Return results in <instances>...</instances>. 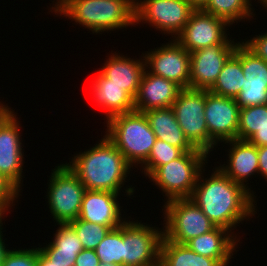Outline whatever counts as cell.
Returning <instances> with one entry per match:
<instances>
[{"label":"cell","mask_w":267,"mask_h":266,"mask_svg":"<svg viewBox=\"0 0 267 266\" xmlns=\"http://www.w3.org/2000/svg\"><path fill=\"white\" fill-rule=\"evenodd\" d=\"M214 170L210 178H204L203 171H200L190 199L216 227L227 229L234 235L232 230L237 224H242L244 219L247 221L257 213L256 199L218 167Z\"/></svg>","instance_id":"obj_1"},{"label":"cell","mask_w":267,"mask_h":266,"mask_svg":"<svg viewBox=\"0 0 267 266\" xmlns=\"http://www.w3.org/2000/svg\"><path fill=\"white\" fill-rule=\"evenodd\" d=\"M102 138L100 143L76 154L68 164L67 162L65 164L86 190L120 194L124 183L127 182L125 179L130 174L131 166L105 135Z\"/></svg>","instance_id":"obj_2"},{"label":"cell","mask_w":267,"mask_h":266,"mask_svg":"<svg viewBox=\"0 0 267 266\" xmlns=\"http://www.w3.org/2000/svg\"><path fill=\"white\" fill-rule=\"evenodd\" d=\"M51 11L102 34L135 25V0H56Z\"/></svg>","instance_id":"obj_3"},{"label":"cell","mask_w":267,"mask_h":266,"mask_svg":"<svg viewBox=\"0 0 267 266\" xmlns=\"http://www.w3.org/2000/svg\"><path fill=\"white\" fill-rule=\"evenodd\" d=\"M106 124L105 136L118 148L132 169L138 164L143 166L157 139L144 113L132 111L118 114L108 119Z\"/></svg>","instance_id":"obj_4"},{"label":"cell","mask_w":267,"mask_h":266,"mask_svg":"<svg viewBox=\"0 0 267 266\" xmlns=\"http://www.w3.org/2000/svg\"><path fill=\"white\" fill-rule=\"evenodd\" d=\"M207 157L205 151L183 152L173 161L157 167L148 178L161 188L166 196V202L190 198L200 171H204L205 163H208Z\"/></svg>","instance_id":"obj_5"},{"label":"cell","mask_w":267,"mask_h":266,"mask_svg":"<svg viewBox=\"0 0 267 266\" xmlns=\"http://www.w3.org/2000/svg\"><path fill=\"white\" fill-rule=\"evenodd\" d=\"M47 189L50 213L56 223H69L78 218L85 186L66 164L55 166Z\"/></svg>","instance_id":"obj_6"},{"label":"cell","mask_w":267,"mask_h":266,"mask_svg":"<svg viewBox=\"0 0 267 266\" xmlns=\"http://www.w3.org/2000/svg\"><path fill=\"white\" fill-rule=\"evenodd\" d=\"M163 207L164 238L172 242L185 244L216 227L190 198L170 200Z\"/></svg>","instance_id":"obj_7"},{"label":"cell","mask_w":267,"mask_h":266,"mask_svg":"<svg viewBox=\"0 0 267 266\" xmlns=\"http://www.w3.org/2000/svg\"><path fill=\"white\" fill-rule=\"evenodd\" d=\"M176 120L185 137L208 155L217 146L209 137L205 111V89L183 88L172 104Z\"/></svg>","instance_id":"obj_8"},{"label":"cell","mask_w":267,"mask_h":266,"mask_svg":"<svg viewBox=\"0 0 267 266\" xmlns=\"http://www.w3.org/2000/svg\"><path fill=\"white\" fill-rule=\"evenodd\" d=\"M136 221L126 220L123 223L122 265L156 266L160 263V248L164 237L163 227L159 230Z\"/></svg>","instance_id":"obj_9"},{"label":"cell","mask_w":267,"mask_h":266,"mask_svg":"<svg viewBox=\"0 0 267 266\" xmlns=\"http://www.w3.org/2000/svg\"><path fill=\"white\" fill-rule=\"evenodd\" d=\"M134 10L135 25L148 23L174 39L183 30L195 8L188 0H135Z\"/></svg>","instance_id":"obj_10"},{"label":"cell","mask_w":267,"mask_h":266,"mask_svg":"<svg viewBox=\"0 0 267 266\" xmlns=\"http://www.w3.org/2000/svg\"><path fill=\"white\" fill-rule=\"evenodd\" d=\"M227 26L230 27V24L226 20L203 9H195L174 39L190 53L220 43H235L226 33Z\"/></svg>","instance_id":"obj_11"},{"label":"cell","mask_w":267,"mask_h":266,"mask_svg":"<svg viewBox=\"0 0 267 266\" xmlns=\"http://www.w3.org/2000/svg\"><path fill=\"white\" fill-rule=\"evenodd\" d=\"M146 69L154 75L190 88V52L175 39L143 54Z\"/></svg>","instance_id":"obj_12"},{"label":"cell","mask_w":267,"mask_h":266,"mask_svg":"<svg viewBox=\"0 0 267 266\" xmlns=\"http://www.w3.org/2000/svg\"><path fill=\"white\" fill-rule=\"evenodd\" d=\"M240 107L233 98L215 95L205 89L204 118L210 139L226 142L237 139Z\"/></svg>","instance_id":"obj_13"},{"label":"cell","mask_w":267,"mask_h":266,"mask_svg":"<svg viewBox=\"0 0 267 266\" xmlns=\"http://www.w3.org/2000/svg\"><path fill=\"white\" fill-rule=\"evenodd\" d=\"M16 116L12 110L0 123V175L20 192L24 151Z\"/></svg>","instance_id":"obj_14"},{"label":"cell","mask_w":267,"mask_h":266,"mask_svg":"<svg viewBox=\"0 0 267 266\" xmlns=\"http://www.w3.org/2000/svg\"><path fill=\"white\" fill-rule=\"evenodd\" d=\"M239 43H220L191 52L190 88L208 90Z\"/></svg>","instance_id":"obj_15"},{"label":"cell","mask_w":267,"mask_h":266,"mask_svg":"<svg viewBox=\"0 0 267 266\" xmlns=\"http://www.w3.org/2000/svg\"><path fill=\"white\" fill-rule=\"evenodd\" d=\"M240 62L246 81L235 98L240 108L267 104V62L240 43Z\"/></svg>","instance_id":"obj_16"},{"label":"cell","mask_w":267,"mask_h":266,"mask_svg":"<svg viewBox=\"0 0 267 266\" xmlns=\"http://www.w3.org/2000/svg\"><path fill=\"white\" fill-rule=\"evenodd\" d=\"M118 196V193L111 191L86 190L78 218L112 229L118 228L126 221L121 217Z\"/></svg>","instance_id":"obj_17"},{"label":"cell","mask_w":267,"mask_h":266,"mask_svg":"<svg viewBox=\"0 0 267 266\" xmlns=\"http://www.w3.org/2000/svg\"><path fill=\"white\" fill-rule=\"evenodd\" d=\"M182 89L174 81L154 75L146 69L134 98L135 111L143 113L152 109L172 107Z\"/></svg>","instance_id":"obj_18"},{"label":"cell","mask_w":267,"mask_h":266,"mask_svg":"<svg viewBox=\"0 0 267 266\" xmlns=\"http://www.w3.org/2000/svg\"><path fill=\"white\" fill-rule=\"evenodd\" d=\"M231 144L228 149L227 165L223 164L218 168L227 175L234 182L242 185L246 188L255 198V193L245 183L249 180V177L255 173L259 175V163H258V147L243 140H230L224 144ZM248 179V180H247Z\"/></svg>","instance_id":"obj_19"},{"label":"cell","mask_w":267,"mask_h":266,"mask_svg":"<svg viewBox=\"0 0 267 266\" xmlns=\"http://www.w3.org/2000/svg\"><path fill=\"white\" fill-rule=\"evenodd\" d=\"M108 57L99 71L110 79V83L123 87L125 91L135 98L146 70L144 56H141L143 59L136 60L115 52Z\"/></svg>","instance_id":"obj_20"},{"label":"cell","mask_w":267,"mask_h":266,"mask_svg":"<svg viewBox=\"0 0 267 266\" xmlns=\"http://www.w3.org/2000/svg\"><path fill=\"white\" fill-rule=\"evenodd\" d=\"M229 230L215 227L208 233L187 241L185 245L197 254L217 260L222 266L229 265L240 238ZM237 239V240H236Z\"/></svg>","instance_id":"obj_21"},{"label":"cell","mask_w":267,"mask_h":266,"mask_svg":"<svg viewBox=\"0 0 267 266\" xmlns=\"http://www.w3.org/2000/svg\"><path fill=\"white\" fill-rule=\"evenodd\" d=\"M93 80L90 94L97 105L105 111L106 121L115 115L135 111L134 98L123 87L110 83V79L100 71Z\"/></svg>","instance_id":"obj_22"},{"label":"cell","mask_w":267,"mask_h":266,"mask_svg":"<svg viewBox=\"0 0 267 266\" xmlns=\"http://www.w3.org/2000/svg\"><path fill=\"white\" fill-rule=\"evenodd\" d=\"M157 139L179 147L183 152L203 151L195 148L185 137L172 107L143 112Z\"/></svg>","instance_id":"obj_23"},{"label":"cell","mask_w":267,"mask_h":266,"mask_svg":"<svg viewBox=\"0 0 267 266\" xmlns=\"http://www.w3.org/2000/svg\"><path fill=\"white\" fill-rule=\"evenodd\" d=\"M237 139L267 146V104L240 108Z\"/></svg>","instance_id":"obj_24"},{"label":"cell","mask_w":267,"mask_h":266,"mask_svg":"<svg viewBox=\"0 0 267 266\" xmlns=\"http://www.w3.org/2000/svg\"><path fill=\"white\" fill-rule=\"evenodd\" d=\"M246 81L240 62V43L229 57L209 92L235 99Z\"/></svg>","instance_id":"obj_25"},{"label":"cell","mask_w":267,"mask_h":266,"mask_svg":"<svg viewBox=\"0 0 267 266\" xmlns=\"http://www.w3.org/2000/svg\"><path fill=\"white\" fill-rule=\"evenodd\" d=\"M161 266H222L217 260L197 254L185 244L163 237L160 248Z\"/></svg>","instance_id":"obj_26"},{"label":"cell","mask_w":267,"mask_h":266,"mask_svg":"<svg viewBox=\"0 0 267 266\" xmlns=\"http://www.w3.org/2000/svg\"><path fill=\"white\" fill-rule=\"evenodd\" d=\"M251 0H209L203 10L211 15L226 20L230 25L254 19Z\"/></svg>","instance_id":"obj_27"},{"label":"cell","mask_w":267,"mask_h":266,"mask_svg":"<svg viewBox=\"0 0 267 266\" xmlns=\"http://www.w3.org/2000/svg\"><path fill=\"white\" fill-rule=\"evenodd\" d=\"M100 263H116L122 265L123 256V224L110 230L95 249Z\"/></svg>","instance_id":"obj_28"},{"label":"cell","mask_w":267,"mask_h":266,"mask_svg":"<svg viewBox=\"0 0 267 266\" xmlns=\"http://www.w3.org/2000/svg\"><path fill=\"white\" fill-rule=\"evenodd\" d=\"M69 223L73 226L83 248L90 250H95L98 244L105 238L107 233L112 230L111 227L87 222L80 218L72 220Z\"/></svg>","instance_id":"obj_29"},{"label":"cell","mask_w":267,"mask_h":266,"mask_svg":"<svg viewBox=\"0 0 267 266\" xmlns=\"http://www.w3.org/2000/svg\"><path fill=\"white\" fill-rule=\"evenodd\" d=\"M182 153L183 151L179 147L170 145L163 140L156 139L148 159L143 164L144 166H141L142 172L144 170V176H149L157 167L173 161Z\"/></svg>","instance_id":"obj_30"},{"label":"cell","mask_w":267,"mask_h":266,"mask_svg":"<svg viewBox=\"0 0 267 266\" xmlns=\"http://www.w3.org/2000/svg\"><path fill=\"white\" fill-rule=\"evenodd\" d=\"M57 225L59 228L50 244L58 251L81 252L84 248L73 226L70 223H57Z\"/></svg>","instance_id":"obj_31"},{"label":"cell","mask_w":267,"mask_h":266,"mask_svg":"<svg viewBox=\"0 0 267 266\" xmlns=\"http://www.w3.org/2000/svg\"><path fill=\"white\" fill-rule=\"evenodd\" d=\"M38 247L8 250L1 266H37Z\"/></svg>","instance_id":"obj_32"},{"label":"cell","mask_w":267,"mask_h":266,"mask_svg":"<svg viewBox=\"0 0 267 266\" xmlns=\"http://www.w3.org/2000/svg\"><path fill=\"white\" fill-rule=\"evenodd\" d=\"M39 251L56 266H74L80 252L58 251L50 243L46 247H39Z\"/></svg>","instance_id":"obj_33"},{"label":"cell","mask_w":267,"mask_h":266,"mask_svg":"<svg viewBox=\"0 0 267 266\" xmlns=\"http://www.w3.org/2000/svg\"><path fill=\"white\" fill-rule=\"evenodd\" d=\"M20 192L2 175H0V214L4 216L8 209L14 205V201L18 199ZM12 204V206H11Z\"/></svg>","instance_id":"obj_34"},{"label":"cell","mask_w":267,"mask_h":266,"mask_svg":"<svg viewBox=\"0 0 267 266\" xmlns=\"http://www.w3.org/2000/svg\"><path fill=\"white\" fill-rule=\"evenodd\" d=\"M242 44L251 51L255 56L262 58L267 62V32L255 35Z\"/></svg>","instance_id":"obj_35"},{"label":"cell","mask_w":267,"mask_h":266,"mask_svg":"<svg viewBox=\"0 0 267 266\" xmlns=\"http://www.w3.org/2000/svg\"><path fill=\"white\" fill-rule=\"evenodd\" d=\"M100 260L95 250L83 249L76 257L74 266H99Z\"/></svg>","instance_id":"obj_36"},{"label":"cell","mask_w":267,"mask_h":266,"mask_svg":"<svg viewBox=\"0 0 267 266\" xmlns=\"http://www.w3.org/2000/svg\"><path fill=\"white\" fill-rule=\"evenodd\" d=\"M259 174L267 181V146L258 147Z\"/></svg>","instance_id":"obj_37"},{"label":"cell","mask_w":267,"mask_h":266,"mask_svg":"<svg viewBox=\"0 0 267 266\" xmlns=\"http://www.w3.org/2000/svg\"><path fill=\"white\" fill-rule=\"evenodd\" d=\"M2 225H3V222L1 221L0 222V266L4 260L6 253L9 250V249H7L8 247H6L7 245L4 243L5 241L3 240V237H2L3 236L2 235L3 233L1 231L3 229Z\"/></svg>","instance_id":"obj_38"},{"label":"cell","mask_w":267,"mask_h":266,"mask_svg":"<svg viewBox=\"0 0 267 266\" xmlns=\"http://www.w3.org/2000/svg\"><path fill=\"white\" fill-rule=\"evenodd\" d=\"M37 266H56L53 265L50 260H48L40 251L38 247V263Z\"/></svg>","instance_id":"obj_39"},{"label":"cell","mask_w":267,"mask_h":266,"mask_svg":"<svg viewBox=\"0 0 267 266\" xmlns=\"http://www.w3.org/2000/svg\"><path fill=\"white\" fill-rule=\"evenodd\" d=\"M13 109L9 108L7 105H4L0 102V123L3 119L12 111Z\"/></svg>","instance_id":"obj_40"},{"label":"cell","mask_w":267,"mask_h":266,"mask_svg":"<svg viewBox=\"0 0 267 266\" xmlns=\"http://www.w3.org/2000/svg\"><path fill=\"white\" fill-rule=\"evenodd\" d=\"M195 9H203L209 0H188Z\"/></svg>","instance_id":"obj_41"},{"label":"cell","mask_w":267,"mask_h":266,"mask_svg":"<svg viewBox=\"0 0 267 266\" xmlns=\"http://www.w3.org/2000/svg\"><path fill=\"white\" fill-rule=\"evenodd\" d=\"M99 266H123V265L116 264V263H113V264H110V263H100Z\"/></svg>","instance_id":"obj_42"},{"label":"cell","mask_w":267,"mask_h":266,"mask_svg":"<svg viewBox=\"0 0 267 266\" xmlns=\"http://www.w3.org/2000/svg\"><path fill=\"white\" fill-rule=\"evenodd\" d=\"M260 1V5L264 6L265 8H267V0H258Z\"/></svg>","instance_id":"obj_43"},{"label":"cell","mask_w":267,"mask_h":266,"mask_svg":"<svg viewBox=\"0 0 267 266\" xmlns=\"http://www.w3.org/2000/svg\"><path fill=\"white\" fill-rule=\"evenodd\" d=\"M4 217L0 214V222L3 221Z\"/></svg>","instance_id":"obj_44"}]
</instances>
